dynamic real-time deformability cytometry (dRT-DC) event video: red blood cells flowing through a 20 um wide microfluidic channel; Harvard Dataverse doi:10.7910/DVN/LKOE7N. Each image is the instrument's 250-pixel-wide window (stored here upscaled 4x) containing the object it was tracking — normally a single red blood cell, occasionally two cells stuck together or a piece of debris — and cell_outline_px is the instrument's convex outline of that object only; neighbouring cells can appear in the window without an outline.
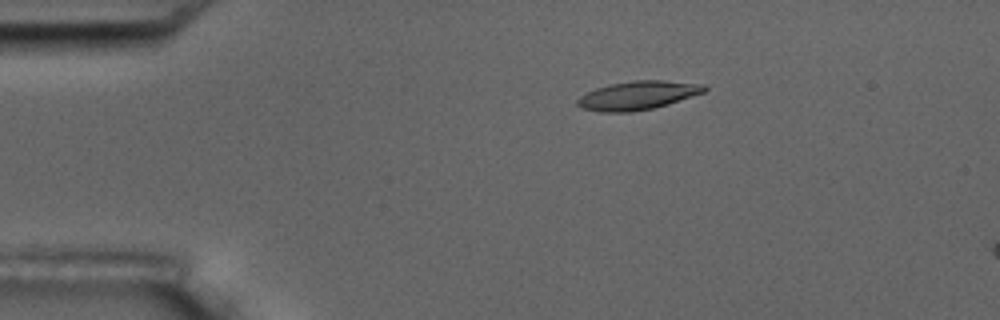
{"species": "common noctule bat (a hibernating species)", "species_latin": "Nyctalus noctula", "temperature_condition": "room temperature", "stored_images_in_passage": 7, "camera_frame_rate_fps": 3000, "um_per_image_px": 0.085, "animal": {"sex": "male", "body_mass_g": 17.5, "forearm_length_mm": 52.3}, "frame": {"image": 1, "passage_image": 4, "time_ms": 3.333, "image_size_px": [1000, 320], "cell_outline_px": [[708, 88], [704, 92], [668, 104], [652, 108], [632, 112], [600, 112], [580, 108], [576, 104], [576, 100], [580, 96], [596, 88], [608, 84], [636, 80], [660, 80], [704, 84]], "centroid_in_image_um": [54.18, 8.11], "position_along_channel_um": 30.8, "area_um2": 21.15}}
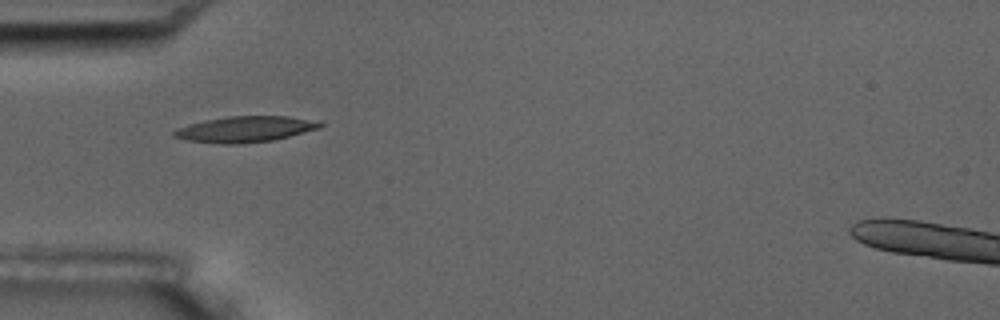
{"frame": {"image": 2, "passage_image": 6, "time_ms": 5.667, "image_size_px": [1000, 320], "cell_outline_px": [[324, 124], [320, 128], [272, 140], [236, 144], [220, 144], [188, 140], [172, 136], [172, 132], [176, 128], [188, 124], [204, 120], [228, 116], [288, 116]], "centroid_in_image_um": [20.74, 10.98], "position_along_channel_um": 64.3, "area_um2": 21.73}}